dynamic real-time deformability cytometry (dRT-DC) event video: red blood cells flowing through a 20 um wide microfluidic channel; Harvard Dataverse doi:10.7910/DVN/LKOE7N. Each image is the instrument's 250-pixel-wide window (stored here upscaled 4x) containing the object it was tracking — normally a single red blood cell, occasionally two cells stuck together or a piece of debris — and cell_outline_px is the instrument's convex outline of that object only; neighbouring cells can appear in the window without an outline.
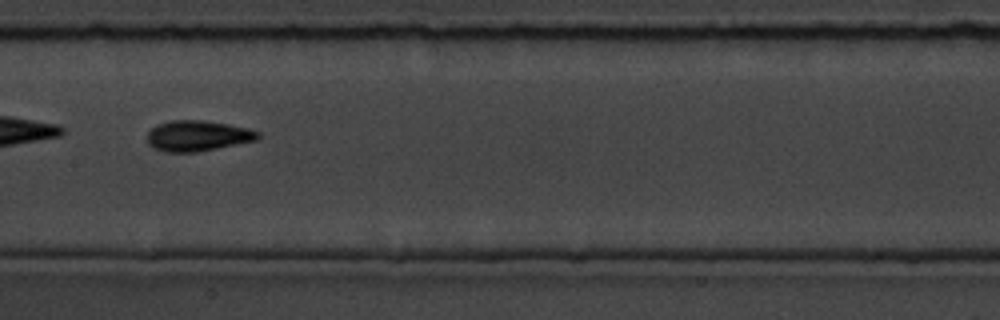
{"species": "common noctule bat (a hibernating species)", "species_latin": "Nyctalus noctula", "temperature_condition": "room temperature", "stored_images_in_passage": 41, "camera_frame_rate_fps": 3000, "um_per_image_px": 0.085, "animal": {"sex": "male", "body_mass_g": 19.5, "forearm_length_mm": 54.6}, "frame": {"image": 1, "passage_image": 12, "time_ms": 3.667, "image_size_px": [1000, 320], "cell_outline_px": [[264, 132], [256, 140], [196, 152], [164, 152], [148, 144], [148, 132], [156, 124], [168, 120], [204, 120], [228, 124], [248, 128]], "centroid_in_image_um": [16.81, 11.53], "position_along_channel_um": 190.6, "area_um2": 19.83}}
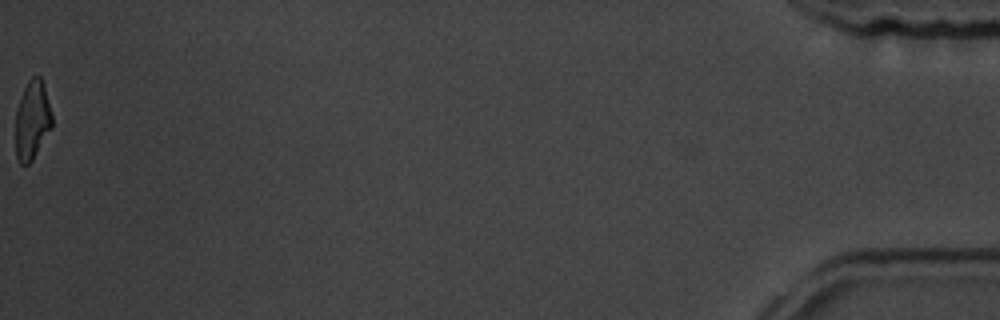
{"frame": {"image": 2, "passage_image": 41, "time_ms": 13.333, "image_size_px": [1000, 320], "cell_outline_px": [[52, 128], [32, 160], [28, 164], [20, 164], [16, 156], [16, 108], [24, 88], [28, 80], [32, 76], [40, 76], [44, 84], [52, 116]], "centroid_in_image_um": [2.74, 10.2], "position_along_channel_um": 432.5, "area_um2": 16.76}, "authors_computed_cell_mechanics": {"area_um2": 18.2648, "velocity_mm_per_s": 3.5642, "shape_relaxation_time_tau1_ms": 3.1085, "shape_relaxation_time_tau2_ms": 2.4987, "deformation_change_tau1": 0.1478, "deformation_change_tau2": 0.096}}